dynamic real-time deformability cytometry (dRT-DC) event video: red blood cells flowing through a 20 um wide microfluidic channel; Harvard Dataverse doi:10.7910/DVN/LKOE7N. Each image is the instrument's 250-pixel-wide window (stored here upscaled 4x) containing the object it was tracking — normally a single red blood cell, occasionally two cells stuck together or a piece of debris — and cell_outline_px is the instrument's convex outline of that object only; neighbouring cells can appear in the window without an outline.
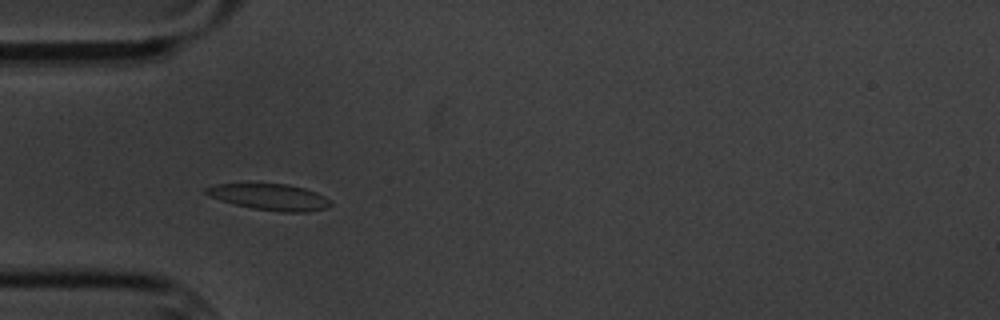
{"species": "common noctule bat (a hibernating species)", "species_latin": "Nyctalus noctula", "temperature_condition": "cold", "stored_images_in_passage": 5, "camera_frame_rate_fps": 3000, "um_per_image_px": 0.085, "animal": {"sex": "male", "body_mass_g": 20.1, "forearm_length_mm": 53.5}, "frame": {"image": 1, "passage_image": 4, "time_ms": 3.333, "image_size_px": [1000, 320], "cell_outline_px": [[332, 204], [324, 208], [308, 212], [280, 212], [252, 208], [220, 200], [204, 192], [204, 188], [216, 184], [288, 184], [304, 188], [316, 192], [332, 200]], "centroid_in_image_um": [22.97, 16.74], "position_along_channel_um": 62.0, "area_um2": 18.9}}
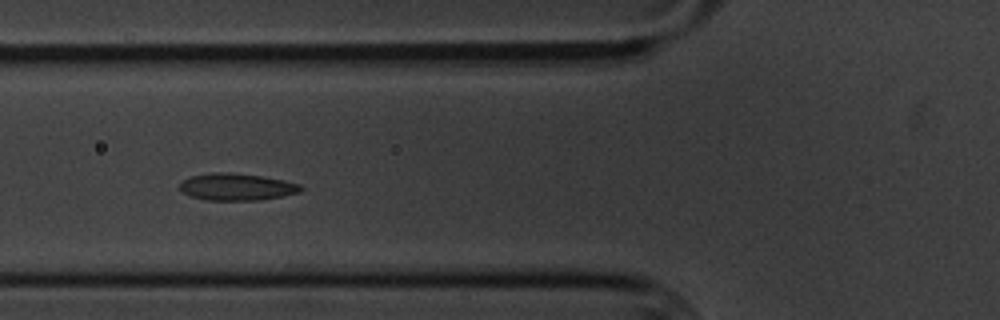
{"frame": {"image": 2, "passage_image": 5, "time_ms": 4.667, "image_size_px": [1000, 320], "cell_outline_px": [[304, 188], [300, 192], [260, 200], [204, 200], [188, 196], [180, 188], [180, 184], [184, 180], [192, 176], [212, 172], [232, 172], [260, 176], [300, 184]], "centroid_in_image_um": [20.1, 15.89], "position_along_channel_um": 105.7, "area_um2": 18.9}}